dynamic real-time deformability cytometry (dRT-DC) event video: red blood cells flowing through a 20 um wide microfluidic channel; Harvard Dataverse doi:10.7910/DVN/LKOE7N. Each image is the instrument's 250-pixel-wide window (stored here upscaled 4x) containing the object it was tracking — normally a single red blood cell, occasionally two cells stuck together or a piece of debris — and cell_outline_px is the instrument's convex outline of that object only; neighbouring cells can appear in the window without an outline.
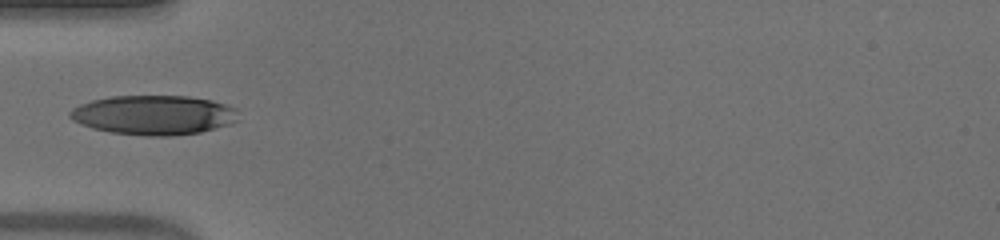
{"species": "human", "species_latin": "Homo sapiens", "temperature_condition": "warm", "stored_images_in_passage": 14, "camera_frame_rate_fps": 3000, "um_per_image_px": 0.085, "donor": {"sex": "male"}, "frame": {"image": 1, "passage_image": 1, "time_ms": 0.0, "image_size_px": [1000, 240], "cell_outline_px": [[240, 120], [232, 124], [200, 132], [168, 136], [148, 136], [112, 132], [92, 128], [80, 124], [72, 120], [68, 116], [68, 112], [72, 108], [80, 104], [92, 100], [112, 96], [188, 96], [212, 100], [236, 108]], "centroid_in_image_um": [13.08, 9.77], "position_along_channel_um": 71.9, "area_um2": 38.96}}
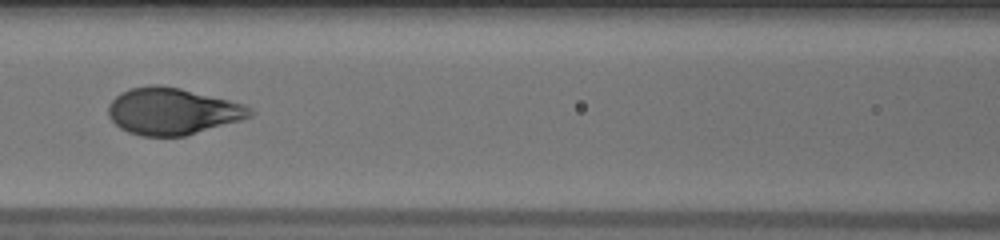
{"frame": {"image": 2, "passage_image": 7, "time_ms": 2.0, "image_size_px": [1000, 240], "cell_outline_px": [[256, 112], [252, 116], [240, 120], [184, 136], [144, 136], [128, 132], [120, 128], [108, 116], [108, 104], [120, 92], [132, 88], [152, 84], [160, 84], [180, 88], [244, 104], [252, 108]], "centroid_in_image_um": [14.64, 9.45], "position_along_channel_um": 152.0, "area_um2": 38.49}}
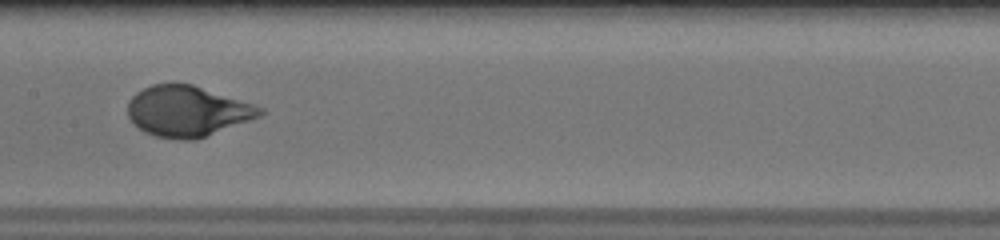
{"frame": {"image": 3, "passage_image": 10, "time_ms": 3.0, "image_size_px": [1000, 240], "cell_outline_px": [[264, 112], [260, 116], [196, 140], [180, 140], [156, 136], [144, 132], [128, 116], [128, 100], [136, 92], [152, 84], [192, 84], [256, 104], [264, 108]], "centroid_in_image_um": [15.94, 9.45], "position_along_channel_um": 191.5, "area_um2": 38.96}}